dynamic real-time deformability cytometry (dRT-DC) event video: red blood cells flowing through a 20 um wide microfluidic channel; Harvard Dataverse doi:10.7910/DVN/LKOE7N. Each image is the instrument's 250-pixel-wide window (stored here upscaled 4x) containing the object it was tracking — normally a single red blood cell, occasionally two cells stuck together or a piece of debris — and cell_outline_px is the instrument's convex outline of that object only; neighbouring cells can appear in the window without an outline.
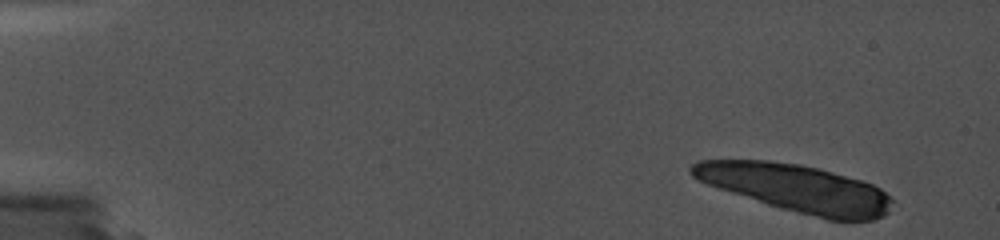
{"species": "common noctule bat (a hibernating species)", "species_latin": "Nyctalus noctula", "temperature_condition": "cold", "stored_images_in_passage": 2, "camera_frame_rate_fps": 5000, "um_per_image_px": 0.085, "animal": {"sex": "female", "body_mass_g": 19.0, "forearm_length_mm": 56.7}, "frame": {"image": 1, "passage_image": 1, "time_ms": 0.0, "image_size_px": [1000, 240], "cell_outline_px": [[668, 136], [656, 140], [628, 140], [544, 136], [524, 132], [512, 128], [524, 124], [552, 124], [652, 128], [668, 132]], "centroid_in_image_um": [50.44, 11.21], "position_along_channel_um": 34.6, "area_um2": 12.6}}